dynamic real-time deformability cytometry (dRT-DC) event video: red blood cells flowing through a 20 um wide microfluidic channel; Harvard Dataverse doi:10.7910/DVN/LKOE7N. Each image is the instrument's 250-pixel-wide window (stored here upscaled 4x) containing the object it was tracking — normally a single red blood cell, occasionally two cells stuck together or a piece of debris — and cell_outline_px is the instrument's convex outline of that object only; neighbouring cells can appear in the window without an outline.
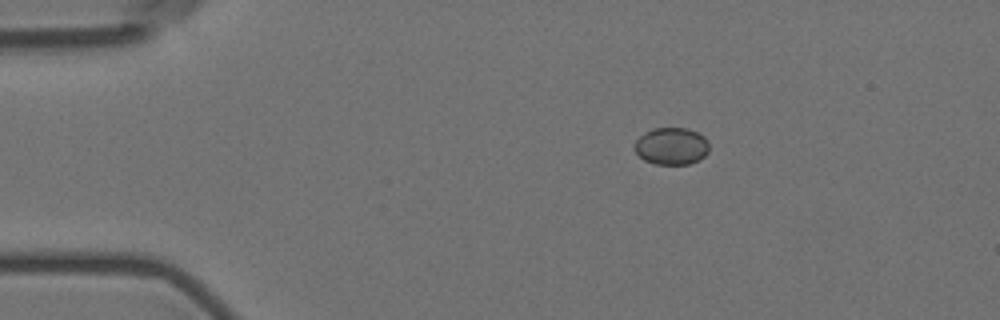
{"species": "Egyptian fruit bat (a non-hibernating species)", "species_latin": "Rousettus aegyptiacus", "temperature_condition": "room temperature", "stored_images_in_passage": 4, "camera_frame_rate_fps": 3000, "um_per_image_px": 0.085, "animal": {"sex": "female"}, "frame": {"image": 1, "passage_image": 2, "time_ms": 1.333, "image_size_px": [1000, 320], "cell_outline_px": [[708, 152], [700, 160], [688, 164], [656, 164], [644, 160], [636, 152], [636, 140], [644, 132], [652, 128], [688, 128], [704, 136], [708, 140]], "centroid_in_image_um": [57.1, 12.41], "position_along_channel_um": 27.9, "area_um2": 16.13}}